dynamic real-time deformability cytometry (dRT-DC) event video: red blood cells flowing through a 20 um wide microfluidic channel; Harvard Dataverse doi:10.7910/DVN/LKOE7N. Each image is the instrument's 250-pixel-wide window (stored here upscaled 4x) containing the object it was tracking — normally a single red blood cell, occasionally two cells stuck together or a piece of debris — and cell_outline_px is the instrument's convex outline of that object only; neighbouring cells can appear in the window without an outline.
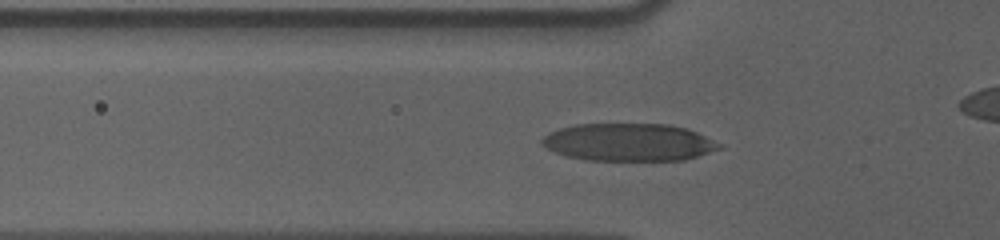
{"species": "human", "species_latin": "Homo sapiens", "temperature_condition": "cold", "stored_images_in_passage": 43, "camera_frame_rate_fps": 3000, "um_per_image_px": 0.085, "donor": {"sex": "male"}, "frame": {"image": 1, "passage_image": 14, "time_ms": 4.333, "image_size_px": [1000, 240], "cell_outline_px": [[724, 148], [684, 160], [584, 160], [564, 156], [540, 144], [540, 140], [548, 132], [560, 128], [576, 124], [668, 124], [684, 128], [696, 132], [724, 144]], "centroid_in_image_um": [53.45, 12.09], "position_along_channel_um": 72.4, "area_um2": 39.07}}
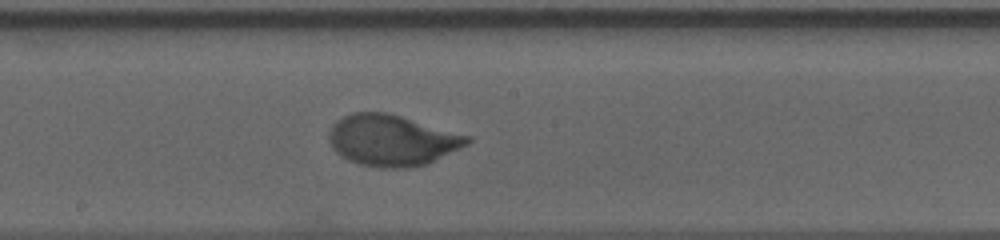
{"frame": {"image": 2, "passage_image": 26, "time_ms": 8.333, "image_size_px": [1000, 240], "cell_outline_px": [[472, 140], [468, 144], [428, 164], [408, 168], [380, 168], [360, 164], [348, 160], [336, 152], [332, 148], [328, 140], [328, 136], [332, 124], [336, 120], [352, 112], [388, 112], [472, 136]], "centroid_in_image_um": [33.32, 11.92], "position_along_channel_um": 214.9, "area_um2": 41.56}}
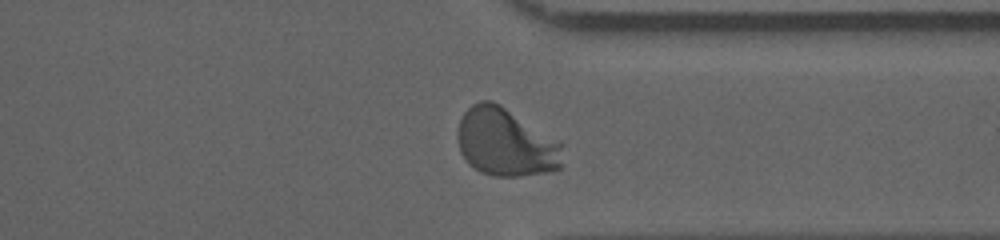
{"frame": {"image": 3, "passage_image": 39, "time_ms": 12.667, "image_size_px": [1000, 240], "cell_outline_px": [[564, 144], [560, 168], [548, 172], [520, 176], [492, 176], [480, 172], [468, 164], [460, 152], [456, 136], [456, 132], [460, 120], [464, 112], [472, 104], [480, 100], [492, 100], [500, 104]], "centroid_in_image_um": [42.96, 12.11], "position_along_channel_um": 368.4, "area_um2": 41.96}, "authors_computed_cell_mechanics": {"area_um2": 39.882, "velocity_mm_per_s": 3.5534, "shape_relaxation_time_tau1_ms": 3.0857, "shape_relaxation_time_tau2_ms": null, "deformation_change_tau1": 0.1706, "deformation_change_tau2": null}}